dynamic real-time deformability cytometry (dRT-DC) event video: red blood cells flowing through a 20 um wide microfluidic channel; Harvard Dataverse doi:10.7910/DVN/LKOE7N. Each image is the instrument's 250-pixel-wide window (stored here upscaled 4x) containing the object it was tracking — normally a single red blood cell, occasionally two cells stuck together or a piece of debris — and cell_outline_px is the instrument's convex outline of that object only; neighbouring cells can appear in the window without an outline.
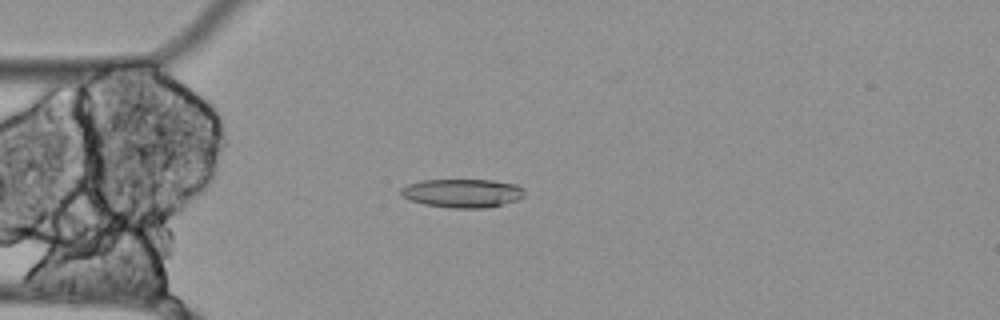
{"species": "Egyptian fruit bat (a non-hibernating species)", "species_latin": "Rousettus aegyptiacus", "temperature_condition": "cold", "stored_images_in_passage": 57, "camera_frame_rate_fps": 3000, "um_per_image_px": 0.085, "animal": {"sex": "female"}, "frame": {"image": 1, "passage_image": 15, "time_ms": 4.667, "image_size_px": [1000, 320], "cell_outline_px": [[524, 196], [520, 200], [488, 208], [452, 208], [424, 204], [408, 200], [400, 196], [400, 188], [408, 184], [420, 180], [492, 180], [516, 184], [524, 192]], "centroid_in_image_um": [39.28, 16.42], "position_along_channel_um": 45.7, "area_um2": 20.87}}
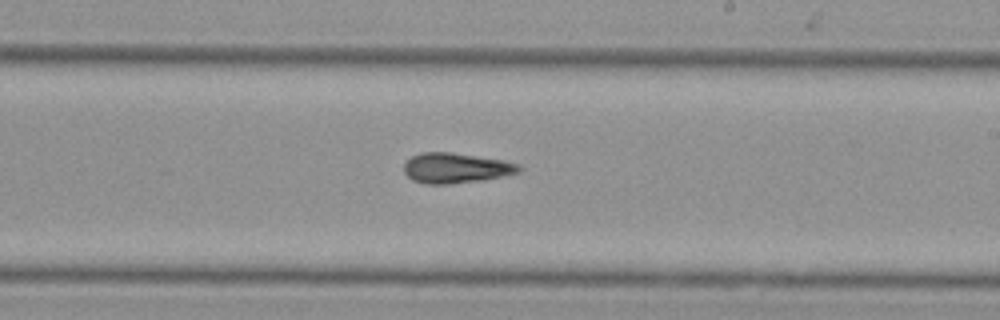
{"frame": {"image": 2, "passage_image": 33, "time_ms": 10.667, "image_size_px": [1000, 320], "cell_outline_px": [[520, 172], [480, 180], [448, 184], [424, 184], [412, 180], [404, 172], [404, 164], [412, 156], [420, 152], [452, 152], [504, 160], [520, 164]], "centroid_in_image_um": [38.72, 14.27], "position_along_channel_um": 250.3, "area_um2": 20.17}}
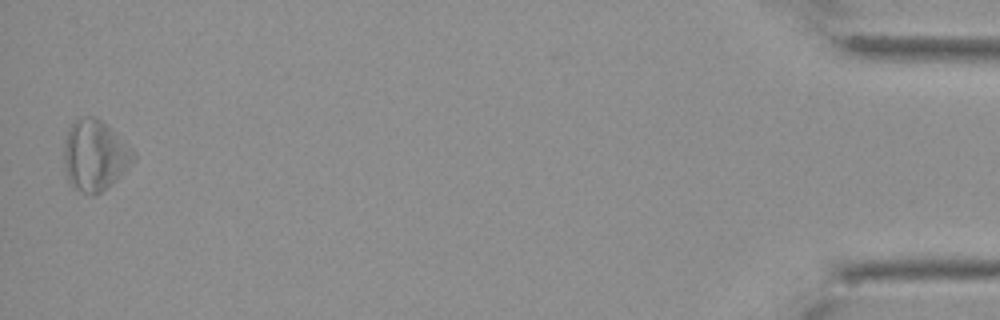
{"frame": {"image": 3, "passage_image": 56, "time_ms": 18.333, "image_size_px": [1000, 320], "cell_outline_px": [[136, 160], [112, 184], [96, 196], [88, 196], [80, 192], [68, 180], [64, 164], [64, 140], [68, 128], [76, 120], [84, 116], [96, 116], [116, 132], [136, 152]], "centroid_in_image_um": [8.08, 13.22], "position_along_channel_um": 427.1, "area_um2": 29.07}}